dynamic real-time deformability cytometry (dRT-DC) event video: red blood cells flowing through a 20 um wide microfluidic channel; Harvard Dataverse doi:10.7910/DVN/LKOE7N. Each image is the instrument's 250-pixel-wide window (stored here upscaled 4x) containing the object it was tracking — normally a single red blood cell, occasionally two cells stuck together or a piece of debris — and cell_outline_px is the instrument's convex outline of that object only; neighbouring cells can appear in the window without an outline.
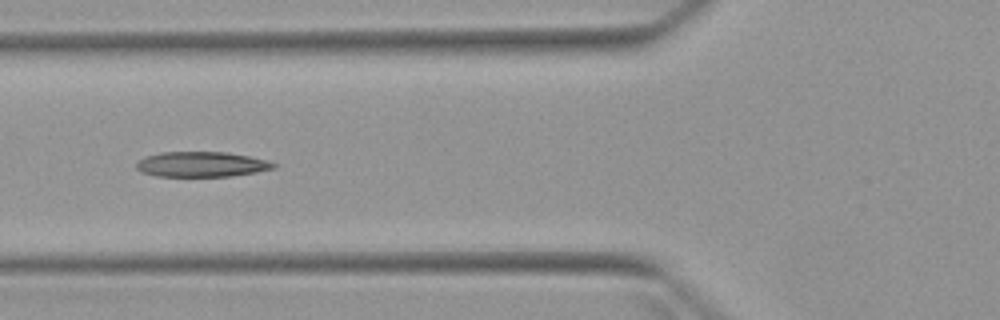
{"species": "Egyptian fruit bat (a non-hibernating species)", "species_latin": "Rousettus aegyptiacus", "temperature_condition": "warm", "stored_images_in_passage": 5, "camera_frame_rate_fps": 3000, "um_per_image_px": 0.085, "animal": {"sex": "female"}, "frame": {"image": 1, "passage_image": 5, "time_ms": 5.0, "image_size_px": [1000, 320], "cell_outline_px": [[276, 168], [256, 172], [232, 176], [156, 176], [140, 172], [136, 168], [136, 164], [140, 160], [148, 156], [160, 152], [228, 152], [268, 160], [276, 164]], "centroid_in_image_um": [17.15, 13.97], "position_along_channel_um": 108.7, "area_um2": 20.11}}